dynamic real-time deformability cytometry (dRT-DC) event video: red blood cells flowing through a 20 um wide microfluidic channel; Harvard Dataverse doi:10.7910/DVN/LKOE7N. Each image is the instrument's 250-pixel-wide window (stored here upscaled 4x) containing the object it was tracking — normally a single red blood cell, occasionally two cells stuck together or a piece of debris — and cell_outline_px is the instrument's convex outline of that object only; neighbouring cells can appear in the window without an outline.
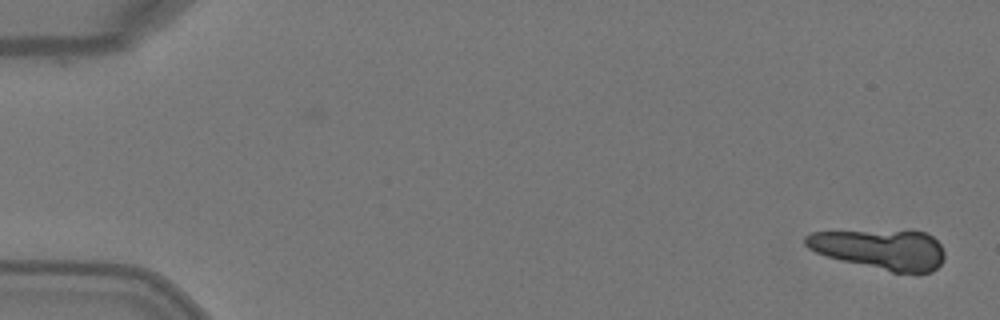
{"species": "Egyptian fruit bat (a non-hibernating species)", "species_latin": "Rousettus aegyptiacus", "temperature_condition": "warm", "stored_images_in_passage": 2, "camera_frame_rate_fps": 3000, "um_per_image_px": 0.085, "animal": {"sex": "female"}, "frame": {"image": 1, "passage_image": 2, "time_ms": 0.333, "image_size_px": [1000, 320], "cell_outline_px": [[944, 260], [932, 272], [916, 276], [892, 272], [828, 256], [816, 252], [808, 248], [804, 244], [804, 236], [812, 232], [924, 232], [932, 236], [940, 244], [944, 252]], "centroid_in_image_um": [74.91, 21.24], "position_along_channel_um": 10.1, "area_um2": 32.08}}